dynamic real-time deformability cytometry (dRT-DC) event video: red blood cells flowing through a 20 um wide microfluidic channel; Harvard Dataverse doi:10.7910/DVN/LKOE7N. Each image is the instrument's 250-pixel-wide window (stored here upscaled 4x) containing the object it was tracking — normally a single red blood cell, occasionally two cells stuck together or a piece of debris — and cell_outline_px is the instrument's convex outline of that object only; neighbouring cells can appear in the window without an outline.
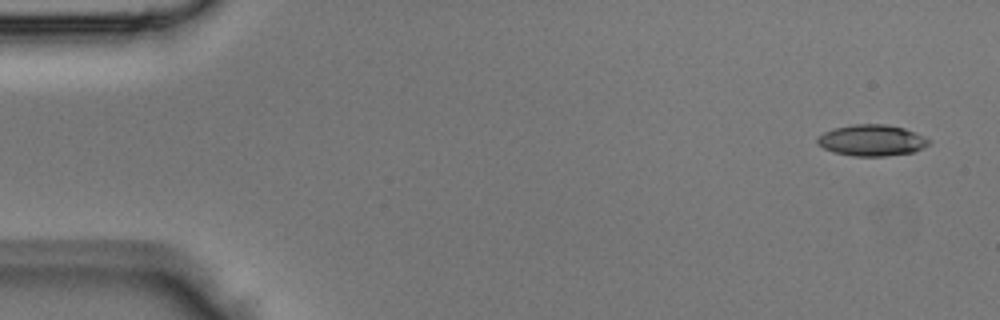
{"species": "Egyptian fruit bat (a non-hibernating species)", "species_latin": "Rousettus aegyptiacus", "temperature_condition": "room temperature", "stored_images_in_passage": 5, "camera_frame_rate_fps": 3000, "um_per_image_px": 0.085, "animal": {"sex": "male"}, "frame": {"image": 1, "passage_image": 1, "time_ms": 0.0, "image_size_px": [1000, 320], "cell_outline_px": [[932, 140], [924, 148], [912, 152], [884, 156], [852, 156], [836, 152], [824, 148], [816, 144], [816, 136], [832, 128], [852, 124], [884, 124], [904, 128], [924, 136]], "centroid_in_image_um": [74.08, 11.92], "position_along_channel_um": 10.9, "area_um2": 20.4}}
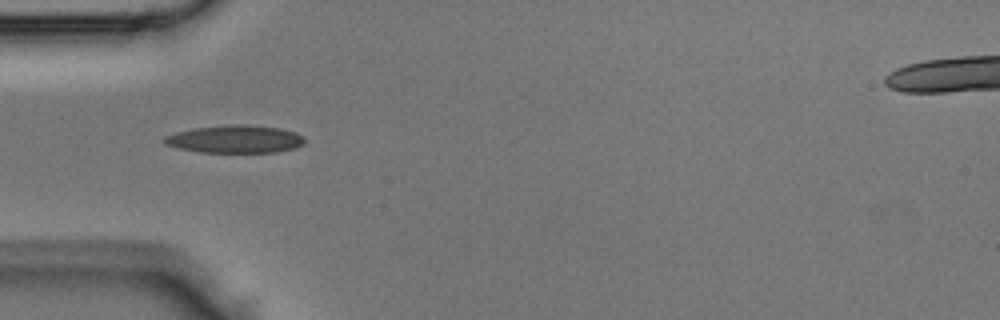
{"frame": {"image": 2, "passage_image": 4, "time_ms": 1.0, "image_size_px": [1000, 320], "cell_outline_px": [[304, 144], [296, 148], [276, 152], [200, 152], [180, 148], [164, 144], [160, 140], [164, 136], [176, 132], [192, 128], [232, 124], [236, 124], [280, 128], [296, 132], [304, 136]], "centroid_in_image_um": [19.97, 11.82], "position_along_channel_um": 65.0, "area_um2": 22.77}}
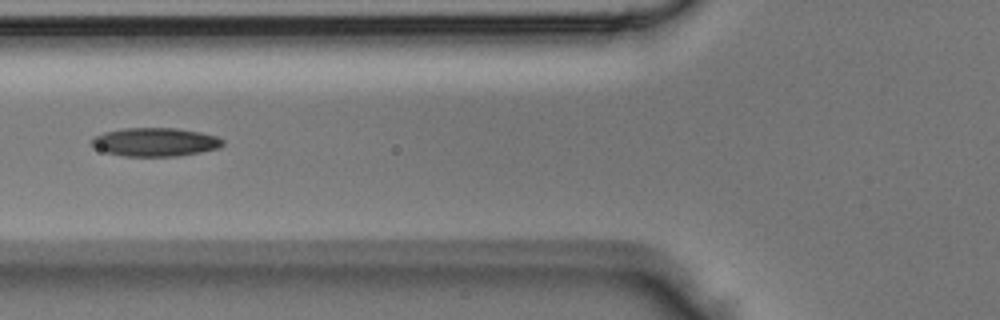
{"frame": {"image": 3, "passage_image": 5, "time_ms": 1.333, "image_size_px": [1000, 320], "cell_outline_px": [[224, 144], [220, 148], [200, 152], [176, 156], [124, 156], [108, 152], [96, 148], [92, 144], [92, 140], [96, 136], [104, 132], [124, 128], [176, 128], [200, 132], [216, 136], [224, 140]], "centroid_in_image_um": [13.24, 12.07], "position_along_channel_um": 112.6, "area_um2": 21.62}}